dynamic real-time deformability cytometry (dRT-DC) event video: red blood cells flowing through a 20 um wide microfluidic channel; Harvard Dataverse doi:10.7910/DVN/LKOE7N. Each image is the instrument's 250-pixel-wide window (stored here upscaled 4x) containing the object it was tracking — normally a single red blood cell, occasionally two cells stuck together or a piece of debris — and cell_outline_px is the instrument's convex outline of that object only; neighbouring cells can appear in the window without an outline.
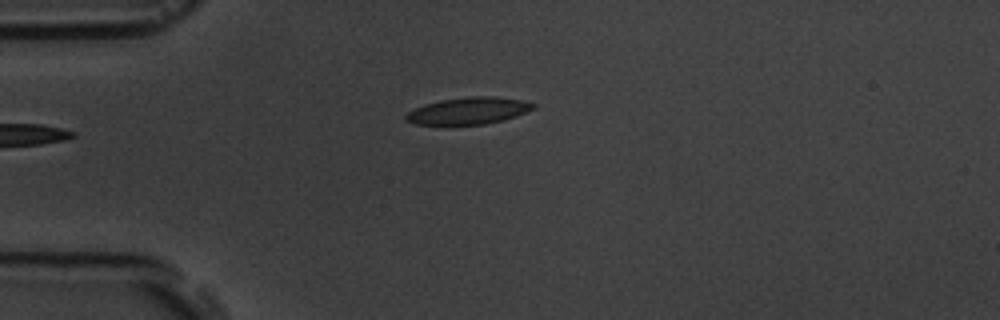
{"species": "common noctule bat (a hibernating species)", "species_latin": "Nyctalus noctula", "temperature_condition": "room temperature", "stored_images_in_passage": 4, "camera_frame_rate_fps": 3000, "um_per_image_px": 0.085, "animal": {"sex": "male", "body_mass_g": 19.5, "forearm_length_mm": 54.6}, "frame": {"image": 1, "passage_image": 4, "time_ms": 3.667, "image_size_px": [1000, 320], "cell_outline_px": [[536, 108], [516, 116], [504, 120], [484, 124], [416, 124], [404, 120], [404, 116], [408, 112], [424, 104], [440, 100], [468, 96], [496, 96], [520, 100], [536, 104]], "centroid_in_image_um": [39.83, 9.41], "position_along_channel_um": 45.2, "area_um2": 19.94}}